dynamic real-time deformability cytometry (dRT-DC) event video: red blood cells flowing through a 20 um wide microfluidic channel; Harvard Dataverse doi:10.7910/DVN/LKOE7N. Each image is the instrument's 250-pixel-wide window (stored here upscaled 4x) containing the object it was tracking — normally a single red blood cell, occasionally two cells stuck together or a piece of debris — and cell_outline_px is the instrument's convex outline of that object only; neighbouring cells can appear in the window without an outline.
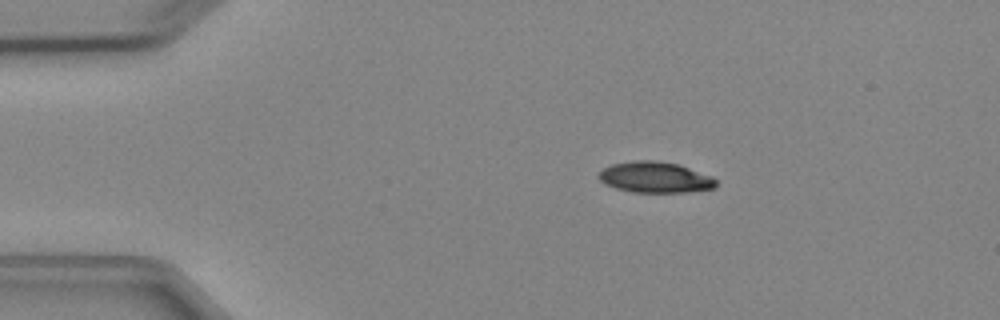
{"species": "Egyptian fruit bat (a non-hibernating species)", "species_latin": "Rousettus aegyptiacus", "temperature_condition": "cold", "stored_images_in_passage": 2, "camera_frame_rate_fps": 3000, "um_per_image_px": 0.085, "animal": {"sex": "female"}, "frame": {"image": 1, "passage_image": 1, "time_ms": 0.0, "image_size_px": [1000, 320], "cell_outline_px": [[716, 188], [688, 192], [632, 192], [616, 188], [604, 184], [596, 176], [604, 168], [612, 164], [632, 160], [656, 160], [680, 164], [712, 176], [716, 180]], "centroid_in_image_um": [55.69, 15.06], "position_along_channel_um": 29.3, "area_um2": 21.39}}